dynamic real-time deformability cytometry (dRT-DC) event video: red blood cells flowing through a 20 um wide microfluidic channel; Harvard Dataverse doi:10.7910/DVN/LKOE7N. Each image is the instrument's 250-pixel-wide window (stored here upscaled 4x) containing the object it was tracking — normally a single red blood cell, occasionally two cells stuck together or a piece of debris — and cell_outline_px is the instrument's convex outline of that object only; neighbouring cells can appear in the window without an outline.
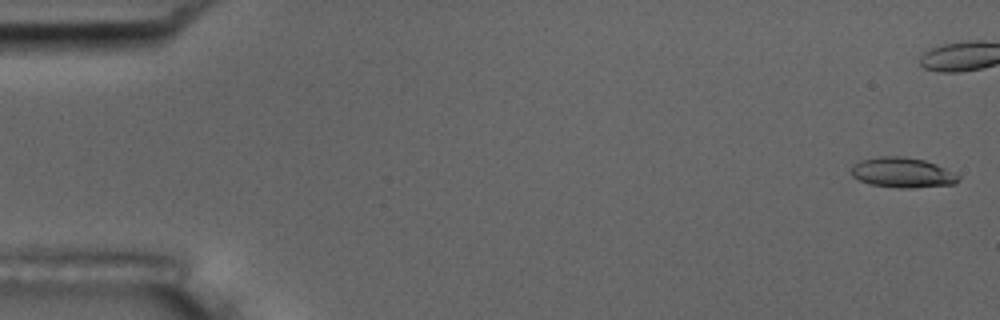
{"species": "common noctule bat (a hibernating species)", "species_latin": "Nyctalus noctula", "temperature_condition": "room temperature", "stored_images_in_passage": 12, "camera_frame_rate_fps": 3000, "um_per_image_px": 0.085, "animal": {"sex": "male", "body_mass_g": 17.5, "forearm_length_mm": 52.3}, "frame": {"image": 1, "passage_image": 1, "time_ms": 0.0, "image_size_px": [1000, 320], "cell_outline_px": [[960, 180], [952, 184], [912, 188], [900, 188], [868, 184], [852, 176], [852, 164], [860, 160], [880, 156], [904, 156], [924, 160], [936, 164], [960, 176]], "centroid_in_image_um": [76.68, 14.66], "position_along_channel_um": 8.3, "area_um2": 18.79}}